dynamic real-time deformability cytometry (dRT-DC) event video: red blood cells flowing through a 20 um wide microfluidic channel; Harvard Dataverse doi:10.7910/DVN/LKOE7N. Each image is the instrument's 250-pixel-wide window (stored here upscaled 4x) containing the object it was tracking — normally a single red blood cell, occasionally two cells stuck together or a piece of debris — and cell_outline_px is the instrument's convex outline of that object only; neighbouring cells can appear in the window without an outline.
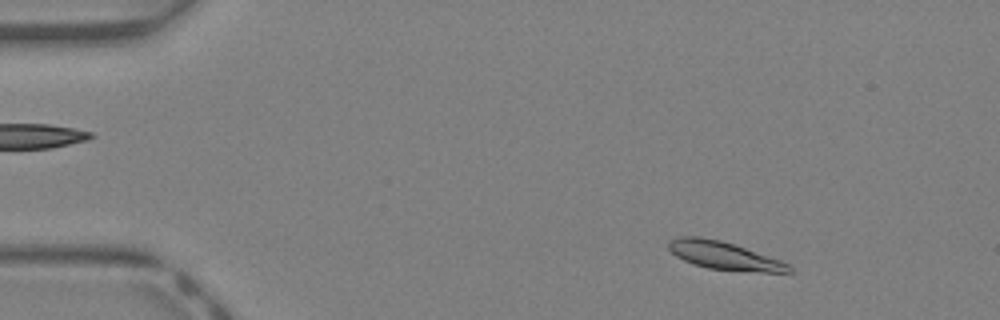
{"species": "Egyptian fruit bat (a non-hibernating species)", "species_latin": "Rousettus aegyptiacus", "temperature_condition": "warm", "stored_images_in_passage": 40, "camera_frame_rate_fps": 3000, "um_per_image_px": 0.085, "animal": {"sex": "female"}, "frame": {"image": 1, "passage_image": 4, "time_ms": 1.0, "image_size_px": [1000, 320], "cell_outline_px": [[796, 272], [760, 272], [708, 268], [692, 264], [676, 256], [668, 248], [668, 240], [680, 236], [700, 236], [720, 240], [780, 260], [788, 264]], "centroid_in_image_um": [61.52, 21.72], "position_along_channel_um": 23.5, "area_um2": 19.42}}
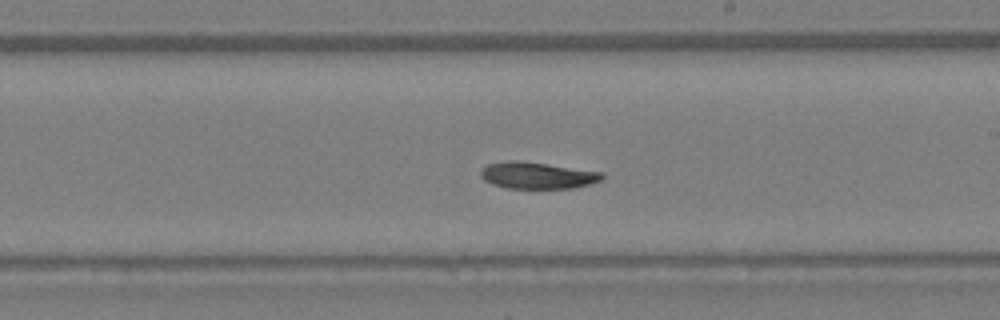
{"frame": {"image": 2, "passage_image": 23, "time_ms": 7.333, "image_size_px": [1000, 320], "cell_outline_px": [[604, 176], [600, 180], [588, 184], [572, 188], [508, 188], [492, 184], [484, 180], [480, 176], [480, 168], [488, 164], [512, 160], [516, 160], [600, 172]], "centroid_in_image_um": [45.59, 14.91], "position_along_channel_um": 243.4, "area_um2": 18.44}}
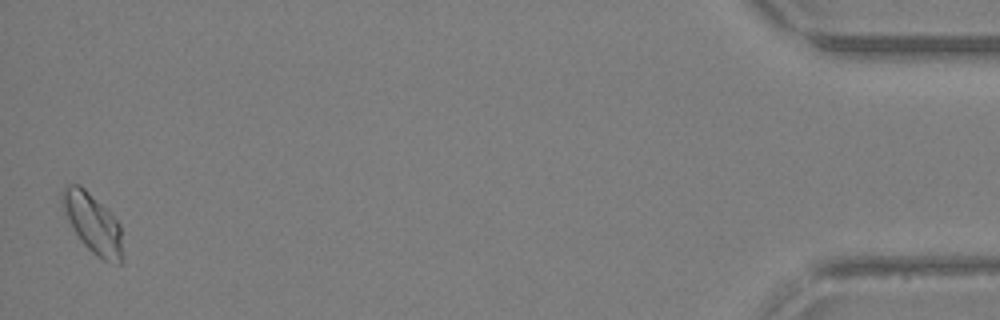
{"frame": {"image": 3, "passage_image": 40, "time_ms": 13.0, "image_size_px": [1000, 320], "cell_outline_px": [[124, 260], [120, 264], [104, 260], [96, 256], [80, 240], [64, 212], [60, 204], [60, 192], [68, 184], [80, 184], [120, 224]], "centroid_in_image_um": [7.88, 19.0], "position_along_channel_um": 427.3, "area_um2": 20.81}, "authors_computed_cell_mechanics": {"area_um2": 19.363, "velocity_mm_per_s": 4.851, "shape_relaxation_time_tau1_ms": 3.8177, "shape_relaxation_time_tau2_ms": null, "deformation_change_tau1": 0.1089, "deformation_change_tau2": null}}